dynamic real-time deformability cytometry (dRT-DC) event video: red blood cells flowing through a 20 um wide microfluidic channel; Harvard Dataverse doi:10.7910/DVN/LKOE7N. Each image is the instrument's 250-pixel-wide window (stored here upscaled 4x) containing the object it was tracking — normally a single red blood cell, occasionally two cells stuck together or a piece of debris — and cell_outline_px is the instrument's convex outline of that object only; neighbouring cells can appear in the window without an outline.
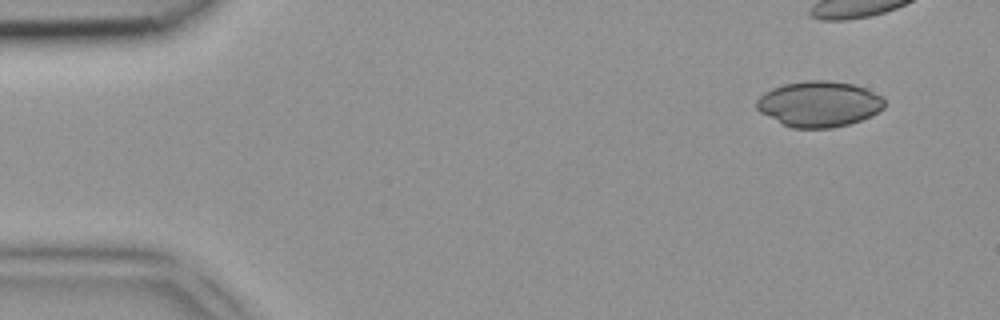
{"species": "common noctule bat (a hibernating species)", "species_latin": "Nyctalus noctula", "temperature_condition": "room temperature", "stored_images_in_passage": 5, "camera_frame_rate_fps": 3000, "um_per_image_px": 0.085, "animal": {"sex": "female", "body_mass_g": 18.4}, "frame": {"image": 1, "passage_image": 1, "time_ms": 0.0, "image_size_px": [1000, 320], "cell_outline_px": [[884, 108], [880, 112], [872, 116], [848, 124], [832, 128], [792, 128], [760, 112], [756, 108], [756, 100], [764, 92], [772, 88], [784, 84], [808, 80], [828, 80], [852, 84], [864, 88], [884, 96]], "centroid_in_image_um": [69.64, 8.83], "position_along_channel_um": 15.4, "area_um2": 34.1}}